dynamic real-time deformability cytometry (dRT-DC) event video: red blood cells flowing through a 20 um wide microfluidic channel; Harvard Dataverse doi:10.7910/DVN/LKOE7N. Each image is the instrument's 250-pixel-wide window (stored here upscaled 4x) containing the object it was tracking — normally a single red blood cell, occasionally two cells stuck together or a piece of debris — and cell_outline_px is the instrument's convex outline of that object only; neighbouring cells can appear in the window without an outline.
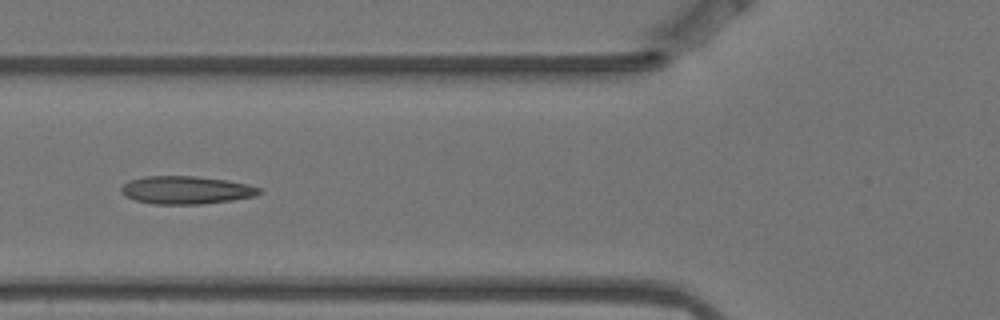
{"species": "Egyptian fruit bat (a non-hibernating species)", "species_latin": "Rousettus aegyptiacus", "temperature_condition": "warm", "stored_images_in_passage": 6, "camera_frame_rate_fps": 3000, "um_per_image_px": 0.085, "animal": {"sex": "female"}, "frame": {"image": 1, "passage_image": 5, "time_ms": 1.333, "image_size_px": [1000, 320], "cell_outline_px": [[264, 192], [256, 196], [232, 200], [200, 204], [156, 204], [136, 200], [124, 196], [120, 192], [120, 188], [128, 180], [144, 176], [196, 176], [228, 180], [248, 184], [260, 188]], "centroid_in_image_um": [15.83, 16.15], "position_along_channel_um": 110.0, "area_um2": 22.66}}
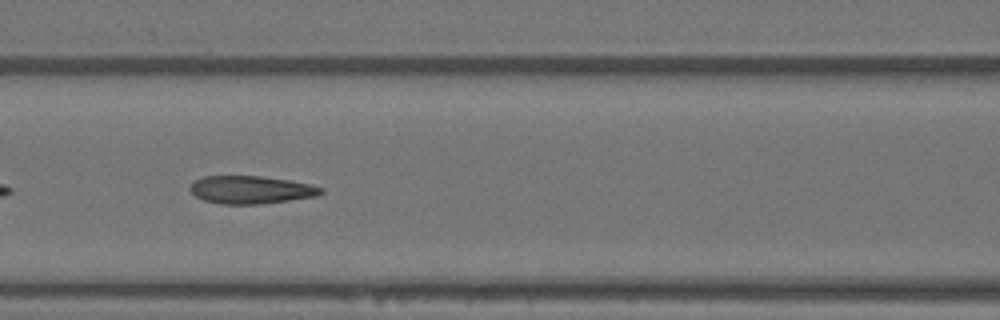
{"frame": {"image": 2, "passage_image": 6, "time_ms": 1.667, "image_size_px": [1000, 320], "cell_outline_px": [[324, 192], [316, 196], [260, 204], [220, 204], [204, 200], [196, 196], [188, 188], [196, 180], [204, 176], [260, 176], [288, 180], [308, 184], [324, 188]], "centroid_in_image_um": [21.32, 16.13], "position_along_channel_um": 145.3, "area_um2": 21.04}}